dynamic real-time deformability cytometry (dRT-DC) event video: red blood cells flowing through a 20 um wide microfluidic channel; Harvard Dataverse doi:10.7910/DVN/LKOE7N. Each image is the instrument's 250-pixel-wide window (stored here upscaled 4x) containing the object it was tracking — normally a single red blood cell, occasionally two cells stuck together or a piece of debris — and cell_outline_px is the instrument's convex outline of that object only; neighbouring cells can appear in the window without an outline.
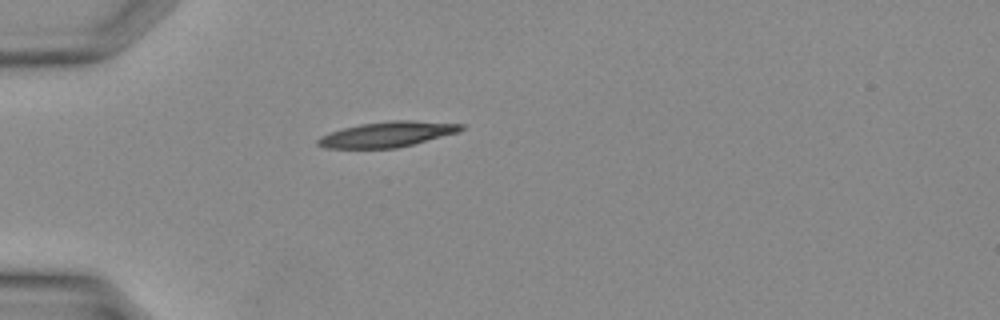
{"species": "Egyptian fruit bat (a non-hibernating species)", "species_latin": "Rousettus aegyptiacus", "temperature_condition": "warm", "stored_images_in_passage": 27, "camera_frame_rate_fps": 3000, "um_per_image_px": 0.085, "animal": {"sex": "female"}, "frame": {"image": 1, "passage_image": 1, "time_ms": 0.0, "image_size_px": [1000, 320], "cell_outline_px": [[464, 128], [456, 132], [412, 144], [396, 148], [324, 148], [316, 144], [316, 140], [320, 136], [344, 128], [360, 124], [392, 120], [408, 120], [464, 124]], "centroid_in_image_um": [32.86, 11.42], "position_along_channel_um": 52.1, "area_um2": 20.81}}
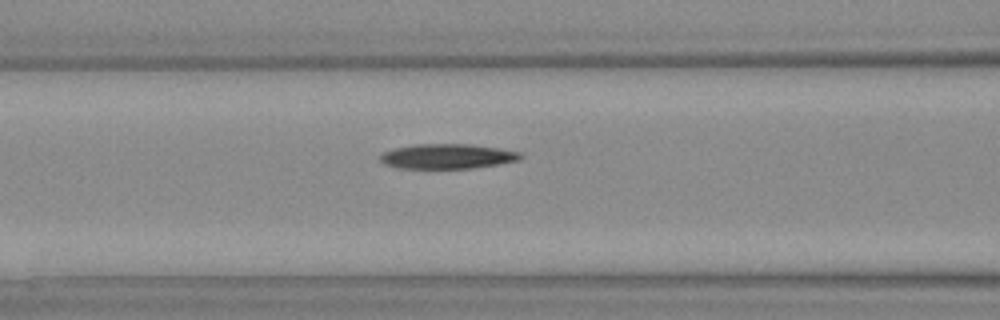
{"frame": {"image": 2, "passage_image": 6, "time_ms": 1.667, "image_size_px": [1000, 320], "cell_outline_px": [[524, 156], [520, 160], [472, 168], [400, 168], [384, 164], [380, 160], [380, 156], [384, 152], [396, 148], [416, 144], [472, 144], [520, 152]], "centroid_in_image_um": [38.04, 13.28], "position_along_channel_um": 128.6, "area_um2": 20.11}}
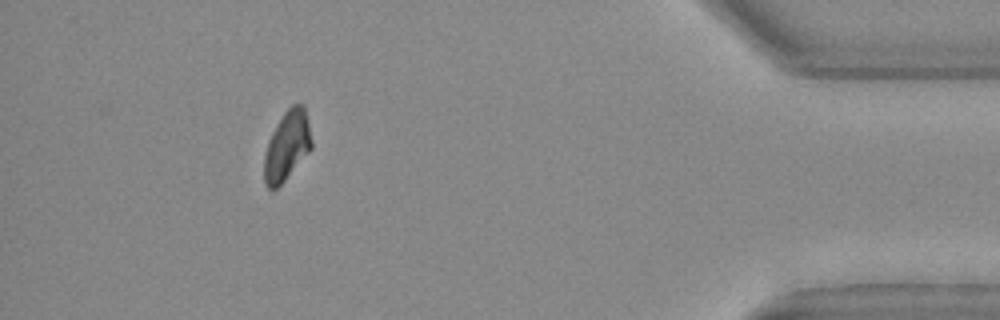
{"frame": {"image": 3, "passage_image": 24, "time_ms": 7.667, "image_size_px": [1000, 320], "cell_outline_px": [[312, 148], [284, 180], [276, 188], [268, 188], [264, 184], [264, 156], [268, 140], [276, 124], [284, 112], [292, 104], [304, 104], [312, 140]], "centroid_in_image_um": [24.39, 12.36], "position_along_channel_um": 410.8, "area_um2": 19.02}}